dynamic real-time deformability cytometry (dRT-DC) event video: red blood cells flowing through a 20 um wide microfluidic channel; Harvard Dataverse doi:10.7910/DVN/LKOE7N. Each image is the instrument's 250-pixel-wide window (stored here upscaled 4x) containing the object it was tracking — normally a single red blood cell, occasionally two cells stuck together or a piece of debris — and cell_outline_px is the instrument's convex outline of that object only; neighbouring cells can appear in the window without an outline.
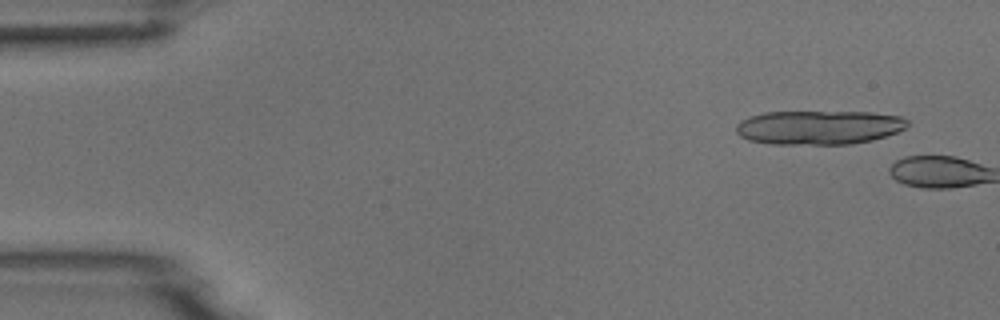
{"species": "common noctule bat (a hibernating species)", "species_latin": "Nyctalus noctula", "temperature_condition": "room temperature", "stored_images_in_passage": 9, "camera_frame_rate_fps": 3000, "um_per_image_px": 0.085, "animal": {"sex": "male", "body_mass_g": 18.8}, "frame": {"image": 1, "passage_image": 1, "time_ms": 0.0, "image_size_px": [1000, 320], "cell_outline_px": [[908, 124], [904, 128], [896, 132], [872, 140], [852, 144], [768, 144], [748, 140], [740, 136], [736, 132], [736, 124], [740, 120], [748, 116], [764, 112], [868, 112], [900, 116], [908, 120]], "centroid_in_image_um": [69.55, 10.83], "position_along_channel_um": 15.5, "area_um2": 34.16}}